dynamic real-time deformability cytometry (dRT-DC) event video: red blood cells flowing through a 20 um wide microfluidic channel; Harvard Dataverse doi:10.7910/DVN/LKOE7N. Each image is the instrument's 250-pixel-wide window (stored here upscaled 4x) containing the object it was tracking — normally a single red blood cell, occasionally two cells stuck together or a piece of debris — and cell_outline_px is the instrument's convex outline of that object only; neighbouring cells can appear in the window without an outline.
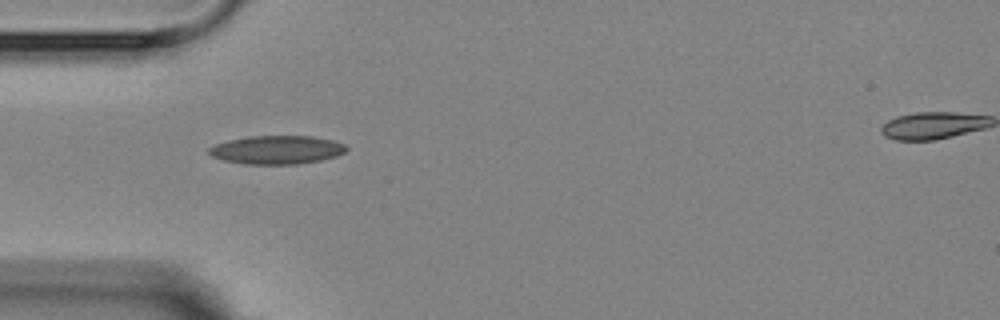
{"species": "Egyptian fruit bat (a non-hibernating species)", "species_latin": "Rousettus aegyptiacus", "temperature_condition": "room temperature", "stored_images_in_passage": 2, "camera_frame_rate_fps": 3000, "um_per_image_px": 0.085, "animal": {"sex": "female"}, "frame": {"image": 1, "passage_image": 1, "time_ms": 0.0, "image_size_px": [1000, 320], "cell_outline_px": [[348, 148], [344, 152], [336, 156], [320, 160], [296, 164], [244, 164], [224, 160], [212, 156], [208, 152], [208, 148], [216, 144], [228, 140], [248, 136], [312, 136], [332, 140], [344, 144]], "centroid_in_image_um": [23.52, 12.73], "position_along_channel_um": 61.5, "area_um2": 22.72}}
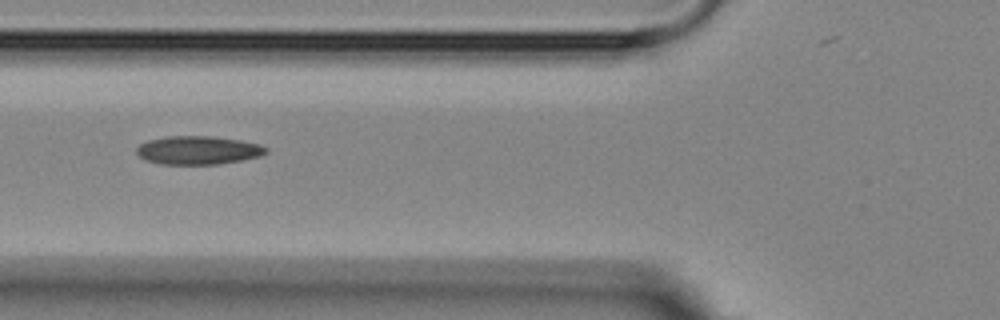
{"frame": {"image": 2, "passage_image": 2, "time_ms": 1.333, "image_size_px": [1000, 320], "cell_outline_px": [[268, 152], [260, 156], [220, 164], [160, 164], [144, 160], [136, 152], [136, 148], [140, 144], [148, 140], [168, 136], [212, 136], [240, 140], [260, 144], [268, 148]], "centroid_in_image_um": [16.84, 12.77], "position_along_channel_um": 109.0, "area_um2": 21.5}}